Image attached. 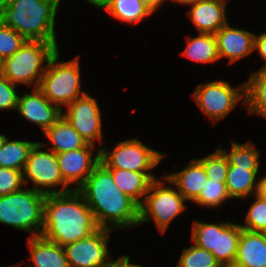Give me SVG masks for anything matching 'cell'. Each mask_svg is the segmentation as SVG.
Listing matches in <instances>:
<instances>
[{
	"mask_svg": "<svg viewBox=\"0 0 266 267\" xmlns=\"http://www.w3.org/2000/svg\"><path fill=\"white\" fill-rule=\"evenodd\" d=\"M229 0H199L187 12L198 33L216 34L228 23L226 5Z\"/></svg>",
	"mask_w": 266,
	"mask_h": 267,
	"instance_id": "cell-17",
	"label": "cell"
},
{
	"mask_svg": "<svg viewBox=\"0 0 266 267\" xmlns=\"http://www.w3.org/2000/svg\"><path fill=\"white\" fill-rule=\"evenodd\" d=\"M260 167H238L229 165L226 188L231 198L245 199L256 194Z\"/></svg>",
	"mask_w": 266,
	"mask_h": 267,
	"instance_id": "cell-24",
	"label": "cell"
},
{
	"mask_svg": "<svg viewBox=\"0 0 266 267\" xmlns=\"http://www.w3.org/2000/svg\"><path fill=\"white\" fill-rule=\"evenodd\" d=\"M254 50H257L260 57L266 62V32L261 33L259 36L255 35ZM259 70H266V63Z\"/></svg>",
	"mask_w": 266,
	"mask_h": 267,
	"instance_id": "cell-36",
	"label": "cell"
},
{
	"mask_svg": "<svg viewBox=\"0 0 266 267\" xmlns=\"http://www.w3.org/2000/svg\"><path fill=\"white\" fill-rule=\"evenodd\" d=\"M192 97L202 113L216 123L226 118L240 101L245 105V81L236 88L224 80L198 84Z\"/></svg>",
	"mask_w": 266,
	"mask_h": 267,
	"instance_id": "cell-10",
	"label": "cell"
},
{
	"mask_svg": "<svg viewBox=\"0 0 266 267\" xmlns=\"http://www.w3.org/2000/svg\"><path fill=\"white\" fill-rule=\"evenodd\" d=\"M95 147L97 146L88 143L84 148L56 154L64 181L68 185L74 183L75 190L86 181L100 163V150L94 155Z\"/></svg>",
	"mask_w": 266,
	"mask_h": 267,
	"instance_id": "cell-14",
	"label": "cell"
},
{
	"mask_svg": "<svg viewBox=\"0 0 266 267\" xmlns=\"http://www.w3.org/2000/svg\"><path fill=\"white\" fill-rule=\"evenodd\" d=\"M255 195H257L259 198L263 200H266V175L260 177L257 184V190Z\"/></svg>",
	"mask_w": 266,
	"mask_h": 267,
	"instance_id": "cell-37",
	"label": "cell"
},
{
	"mask_svg": "<svg viewBox=\"0 0 266 267\" xmlns=\"http://www.w3.org/2000/svg\"><path fill=\"white\" fill-rule=\"evenodd\" d=\"M113 177L114 183L138 206H140L148 192L151 182L155 179L152 172H136L123 169H107Z\"/></svg>",
	"mask_w": 266,
	"mask_h": 267,
	"instance_id": "cell-22",
	"label": "cell"
},
{
	"mask_svg": "<svg viewBox=\"0 0 266 267\" xmlns=\"http://www.w3.org/2000/svg\"><path fill=\"white\" fill-rule=\"evenodd\" d=\"M16 86L0 73V110L17 109L19 95Z\"/></svg>",
	"mask_w": 266,
	"mask_h": 267,
	"instance_id": "cell-35",
	"label": "cell"
},
{
	"mask_svg": "<svg viewBox=\"0 0 266 267\" xmlns=\"http://www.w3.org/2000/svg\"><path fill=\"white\" fill-rule=\"evenodd\" d=\"M27 40L0 21V57L5 59L18 51Z\"/></svg>",
	"mask_w": 266,
	"mask_h": 267,
	"instance_id": "cell-33",
	"label": "cell"
},
{
	"mask_svg": "<svg viewBox=\"0 0 266 267\" xmlns=\"http://www.w3.org/2000/svg\"><path fill=\"white\" fill-rule=\"evenodd\" d=\"M176 267H222L215 256L195 244L183 249Z\"/></svg>",
	"mask_w": 266,
	"mask_h": 267,
	"instance_id": "cell-30",
	"label": "cell"
},
{
	"mask_svg": "<svg viewBox=\"0 0 266 267\" xmlns=\"http://www.w3.org/2000/svg\"><path fill=\"white\" fill-rule=\"evenodd\" d=\"M59 50L51 57L38 89L54 105L64 111L70 103L86 94L81 91L79 57L69 61L59 60ZM59 60V61H58Z\"/></svg>",
	"mask_w": 266,
	"mask_h": 267,
	"instance_id": "cell-6",
	"label": "cell"
},
{
	"mask_svg": "<svg viewBox=\"0 0 266 267\" xmlns=\"http://www.w3.org/2000/svg\"><path fill=\"white\" fill-rule=\"evenodd\" d=\"M126 267H143L141 265H137L135 263L130 262V256L126 255Z\"/></svg>",
	"mask_w": 266,
	"mask_h": 267,
	"instance_id": "cell-41",
	"label": "cell"
},
{
	"mask_svg": "<svg viewBox=\"0 0 266 267\" xmlns=\"http://www.w3.org/2000/svg\"><path fill=\"white\" fill-rule=\"evenodd\" d=\"M99 229L93 213L78 190L46 194L41 235L64 247L90 237Z\"/></svg>",
	"mask_w": 266,
	"mask_h": 267,
	"instance_id": "cell-2",
	"label": "cell"
},
{
	"mask_svg": "<svg viewBox=\"0 0 266 267\" xmlns=\"http://www.w3.org/2000/svg\"><path fill=\"white\" fill-rule=\"evenodd\" d=\"M222 267H236L234 265L222 266Z\"/></svg>",
	"mask_w": 266,
	"mask_h": 267,
	"instance_id": "cell-47",
	"label": "cell"
},
{
	"mask_svg": "<svg viewBox=\"0 0 266 267\" xmlns=\"http://www.w3.org/2000/svg\"><path fill=\"white\" fill-rule=\"evenodd\" d=\"M23 186L25 185L21 170L0 167V196L19 191Z\"/></svg>",
	"mask_w": 266,
	"mask_h": 267,
	"instance_id": "cell-34",
	"label": "cell"
},
{
	"mask_svg": "<svg viewBox=\"0 0 266 267\" xmlns=\"http://www.w3.org/2000/svg\"><path fill=\"white\" fill-rule=\"evenodd\" d=\"M96 8H104L116 20L124 23H139L156 10L145 0H95Z\"/></svg>",
	"mask_w": 266,
	"mask_h": 267,
	"instance_id": "cell-19",
	"label": "cell"
},
{
	"mask_svg": "<svg viewBox=\"0 0 266 267\" xmlns=\"http://www.w3.org/2000/svg\"><path fill=\"white\" fill-rule=\"evenodd\" d=\"M145 1L157 11V8L160 7L166 0H145Z\"/></svg>",
	"mask_w": 266,
	"mask_h": 267,
	"instance_id": "cell-39",
	"label": "cell"
},
{
	"mask_svg": "<svg viewBox=\"0 0 266 267\" xmlns=\"http://www.w3.org/2000/svg\"><path fill=\"white\" fill-rule=\"evenodd\" d=\"M111 232V229L99 228L90 237L65 245L69 266L108 267L113 261L108 250Z\"/></svg>",
	"mask_w": 266,
	"mask_h": 267,
	"instance_id": "cell-12",
	"label": "cell"
},
{
	"mask_svg": "<svg viewBox=\"0 0 266 267\" xmlns=\"http://www.w3.org/2000/svg\"><path fill=\"white\" fill-rule=\"evenodd\" d=\"M2 65H3V59L0 57V72L2 70Z\"/></svg>",
	"mask_w": 266,
	"mask_h": 267,
	"instance_id": "cell-43",
	"label": "cell"
},
{
	"mask_svg": "<svg viewBox=\"0 0 266 267\" xmlns=\"http://www.w3.org/2000/svg\"><path fill=\"white\" fill-rule=\"evenodd\" d=\"M184 57L202 64L215 63L219 59L215 34L199 33L196 37L187 36Z\"/></svg>",
	"mask_w": 266,
	"mask_h": 267,
	"instance_id": "cell-25",
	"label": "cell"
},
{
	"mask_svg": "<svg viewBox=\"0 0 266 267\" xmlns=\"http://www.w3.org/2000/svg\"><path fill=\"white\" fill-rule=\"evenodd\" d=\"M32 89L33 93L19 95L16 110L24 119L38 125L45 132L62 116L63 110L52 104L38 88Z\"/></svg>",
	"mask_w": 266,
	"mask_h": 267,
	"instance_id": "cell-15",
	"label": "cell"
},
{
	"mask_svg": "<svg viewBox=\"0 0 266 267\" xmlns=\"http://www.w3.org/2000/svg\"><path fill=\"white\" fill-rule=\"evenodd\" d=\"M226 157L229 165L238 167H260V153L251 140L245 143H238L232 140L229 152L222 147L218 148Z\"/></svg>",
	"mask_w": 266,
	"mask_h": 267,
	"instance_id": "cell-28",
	"label": "cell"
},
{
	"mask_svg": "<svg viewBox=\"0 0 266 267\" xmlns=\"http://www.w3.org/2000/svg\"><path fill=\"white\" fill-rule=\"evenodd\" d=\"M62 115L89 144L96 146L103 138L100 107L88 93L70 103Z\"/></svg>",
	"mask_w": 266,
	"mask_h": 267,
	"instance_id": "cell-13",
	"label": "cell"
},
{
	"mask_svg": "<svg viewBox=\"0 0 266 267\" xmlns=\"http://www.w3.org/2000/svg\"><path fill=\"white\" fill-rule=\"evenodd\" d=\"M7 136L0 134V148L3 146Z\"/></svg>",
	"mask_w": 266,
	"mask_h": 267,
	"instance_id": "cell-42",
	"label": "cell"
},
{
	"mask_svg": "<svg viewBox=\"0 0 266 267\" xmlns=\"http://www.w3.org/2000/svg\"><path fill=\"white\" fill-rule=\"evenodd\" d=\"M37 142L27 140H9L6 138L0 148V167L23 171L31 149Z\"/></svg>",
	"mask_w": 266,
	"mask_h": 267,
	"instance_id": "cell-27",
	"label": "cell"
},
{
	"mask_svg": "<svg viewBox=\"0 0 266 267\" xmlns=\"http://www.w3.org/2000/svg\"><path fill=\"white\" fill-rule=\"evenodd\" d=\"M46 145V143L37 142L31 149L22 171L24 185L28 184L29 179L34 184L32 189L44 194L64 193L73 190V188H67L69 185L61 175L56 154L51 150H42ZM60 186L62 189L59 190L57 187Z\"/></svg>",
	"mask_w": 266,
	"mask_h": 267,
	"instance_id": "cell-11",
	"label": "cell"
},
{
	"mask_svg": "<svg viewBox=\"0 0 266 267\" xmlns=\"http://www.w3.org/2000/svg\"><path fill=\"white\" fill-rule=\"evenodd\" d=\"M88 3L93 4L95 0H86Z\"/></svg>",
	"mask_w": 266,
	"mask_h": 267,
	"instance_id": "cell-45",
	"label": "cell"
},
{
	"mask_svg": "<svg viewBox=\"0 0 266 267\" xmlns=\"http://www.w3.org/2000/svg\"><path fill=\"white\" fill-rule=\"evenodd\" d=\"M245 107L248 114L266 119V70L253 71L245 81Z\"/></svg>",
	"mask_w": 266,
	"mask_h": 267,
	"instance_id": "cell-26",
	"label": "cell"
},
{
	"mask_svg": "<svg viewBox=\"0 0 266 267\" xmlns=\"http://www.w3.org/2000/svg\"><path fill=\"white\" fill-rule=\"evenodd\" d=\"M174 1L176 4L180 3L181 5H192L195 4L199 0H171Z\"/></svg>",
	"mask_w": 266,
	"mask_h": 267,
	"instance_id": "cell-40",
	"label": "cell"
},
{
	"mask_svg": "<svg viewBox=\"0 0 266 267\" xmlns=\"http://www.w3.org/2000/svg\"><path fill=\"white\" fill-rule=\"evenodd\" d=\"M77 190L99 228L119 230L139 225V206L118 188L112 174L101 163Z\"/></svg>",
	"mask_w": 266,
	"mask_h": 267,
	"instance_id": "cell-1",
	"label": "cell"
},
{
	"mask_svg": "<svg viewBox=\"0 0 266 267\" xmlns=\"http://www.w3.org/2000/svg\"><path fill=\"white\" fill-rule=\"evenodd\" d=\"M266 240V229L264 231L261 232Z\"/></svg>",
	"mask_w": 266,
	"mask_h": 267,
	"instance_id": "cell-44",
	"label": "cell"
},
{
	"mask_svg": "<svg viewBox=\"0 0 266 267\" xmlns=\"http://www.w3.org/2000/svg\"><path fill=\"white\" fill-rule=\"evenodd\" d=\"M28 247L32 267H70L64 248L42 235L28 237Z\"/></svg>",
	"mask_w": 266,
	"mask_h": 267,
	"instance_id": "cell-21",
	"label": "cell"
},
{
	"mask_svg": "<svg viewBox=\"0 0 266 267\" xmlns=\"http://www.w3.org/2000/svg\"><path fill=\"white\" fill-rule=\"evenodd\" d=\"M61 0H1L0 21L28 41L57 43L56 15Z\"/></svg>",
	"mask_w": 266,
	"mask_h": 267,
	"instance_id": "cell-3",
	"label": "cell"
},
{
	"mask_svg": "<svg viewBox=\"0 0 266 267\" xmlns=\"http://www.w3.org/2000/svg\"><path fill=\"white\" fill-rule=\"evenodd\" d=\"M205 168L208 179L225 182L229 164L223 153L217 149L214 153L198 159Z\"/></svg>",
	"mask_w": 266,
	"mask_h": 267,
	"instance_id": "cell-32",
	"label": "cell"
},
{
	"mask_svg": "<svg viewBox=\"0 0 266 267\" xmlns=\"http://www.w3.org/2000/svg\"><path fill=\"white\" fill-rule=\"evenodd\" d=\"M57 50L58 44L27 40L12 56L3 59L0 73L13 84L38 88L48 62Z\"/></svg>",
	"mask_w": 266,
	"mask_h": 267,
	"instance_id": "cell-4",
	"label": "cell"
},
{
	"mask_svg": "<svg viewBox=\"0 0 266 267\" xmlns=\"http://www.w3.org/2000/svg\"><path fill=\"white\" fill-rule=\"evenodd\" d=\"M230 198L225 182L208 179L201 193L193 202L201 207L217 208Z\"/></svg>",
	"mask_w": 266,
	"mask_h": 267,
	"instance_id": "cell-29",
	"label": "cell"
},
{
	"mask_svg": "<svg viewBox=\"0 0 266 267\" xmlns=\"http://www.w3.org/2000/svg\"><path fill=\"white\" fill-rule=\"evenodd\" d=\"M255 33L232 27L229 22L216 34L219 59H229V65L254 52Z\"/></svg>",
	"mask_w": 266,
	"mask_h": 267,
	"instance_id": "cell-16",
	"label": "cell"
},
{
	"mask_svg": "<svg viewBox=\"0 0 266 267\" xmlns=\"http://www.w3.org/2000/svg\"><path fill=\"white\" fill-rule=\"evenodd\" d=\"M233 265L236 267H266V240L262 233L242 229Z\"/></svg>",
	"mask_w": 266,
	"mask_h": 267,
	"instance_id": "cell-20",
	"label": "cell"
},
{
	"mask_svg": "<svg viewBox=\"0 0 266 267\" xmlns=\"http://www.w3.org/2000/svg\"><path fill=\"white\" fill-rule=\"evenodd\" d=\"M255 198L245 217V223L241 228L251 232H262L266 229V200L253 195Z\"/></svg>",
	"mask_w": 266,
	"mask_h": 267,
	"instance_id": "cell-31",
	"label": "cell"
},
{
	"mask_svg": "<svg viewBox=\"0 0 266 267\" xmlns=\"http://www.w3.org/2000/svg\"><path fill=\"white\" fill-rule=\"evenodd\" d=\"M46 194L32 188L0 196V223L39 236L43 227Z\"/></svg>",
	"mask_w": 266,
	"mask_h": 267,
	"instance_id": "cell-5",
	"label": "cell"
},
{
	"mask_svg": "<svg viewBox=\"0 0 266 267\" xmlns=\"http://www.w3.org/2000/svg\"><path fill=\"white\" fill-rule=\"evenodd\" d=\"M241 231L238 223L222 221L209 224L195 220L191 240L196 246L211 252L221 266H228L235 263Z\"/></svg>",
	"mask_w": 266,
	"mask_h": 267,
	"instance_id": "cell-8",
	"label": "cell"
},
{
	"mask_svg": "<svg viewBox=\"0 0 266 267\" xmlns=\"http://www.w3.org/2000/svg\"><path fill=\"white\" fill-rule=\"evenodd\" d=\"M108 267H126V255L120 256L117 260H113Z\"/></svg>",
	"mask_w": 266,
	"mask_h": 267,
	"instance_id": "cell-38",
	"label": "cell"
},
{
	"mask_svg": "<svg viewBox=\"0 0 266 267\" xmlns=\"http://www.w3.org/2000/svg\"><path fill=\"white\" fill-rule=\"evenodd\" d=\"M20 265L16 263V265L8 266V267H19Z\"/></svg>",
	"mask_w": 266,
	"mask_h": 267,
	"instance_id": "cell-46",
	"label": "cell"
},
{
	"mask_svg": "<svg viewBox=\"0 0 266 267\" xmlns=\"http://www.w3.org/2000/svg\"><path fill=\"white\" fill-rule=\"evenodd\" d=\"M165 156L166 154L144 145L138 138L119 141L110 153L105 143L100 149V163L106 169L150 172Z\"/></svg>",
	"mask_w": 266,
	"mask_h": 267,
	"instance_id": "cell-9",
	"label": "cell"
},
{
	"mask_svg": "<svg viewBox=\"0 0 266 267\" xmlns=\"http://www.w3.org/2000/svg\"><path fill=\"white\" fill-rule=\"evenodd\" d=\"M165 182L171 184L167 186ZM172 183L161 176L151 182L148 192L145 195L143 203L139 206V223H147L151 220L157 226L160 233L164 234L168 226L177 216L187 207V201L176 189Z\"/></svg>",
	"mask_w": 266,
	"mask_h": 267,
	"instance_id": "cell-7",
	"label": "cell"
},
{
	"mask_svg": "<svg viewBox=\"0 0 266 267\" xmlns=\"http://www.w3.org/2000/svg\"><path fill=\"white\" fill-rule=\"evenodd\" d=\"M165 177L191 202L199 196L208 180L205 168L198 159L191 160L181 171L165 174Z\"/></svg>",
	"mask_w": 266,
	"mask_h": 267,
	"instance_id": "cell-18",
	"label": "cell"
},
{
	"mask_svg": "<svg viewBox=\"0 0 266 267\" xmlns=\"http://www.w3.org/2000/svg\"><path fill=\"white\" fill-rule=\"evenodd\" d=\"M44 134L52 143L49 150L55 154L84 148L88 144L63 115Z\"/></svg>",
	"mask_w": 266,
	"mask_h": 267,
	"instance_id": "cell-23",
	"label": "cell"
}]
</instances>
